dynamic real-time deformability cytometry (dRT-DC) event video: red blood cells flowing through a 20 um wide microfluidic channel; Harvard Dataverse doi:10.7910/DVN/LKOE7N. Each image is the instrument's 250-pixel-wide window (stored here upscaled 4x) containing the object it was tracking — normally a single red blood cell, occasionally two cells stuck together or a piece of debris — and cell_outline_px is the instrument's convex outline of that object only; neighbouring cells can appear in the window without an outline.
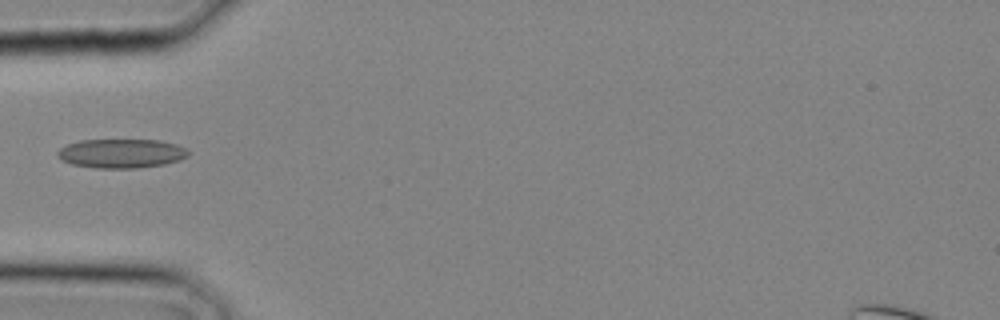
{"species": "common noctule bat (a hibernating species)", "species_latin": "Nyctalus noctula", "temperature_condition": "cold", "stored_images_in_passage": 4, "camera_frame_rate_fps": 3000, "um_per_image_px": 0.085, "animal": {"sex": "male", "body_mass_g": 20.4}, "frame": {"image": 1, "passage_image": 1, "time_ms": 0.0, "image_size_px": [1000, 320], "cell_outline_px": [[192, 152], [188, 156], [180, 160], [164, 164], [136, 168], [96, 168], [72, 164], [60, 160], [56, 156], [56, 152], [60, 148], [68, 144], [80, 140], [160, 140], [176, 144], [188, 148]], "centroid_in_image_um": [10.33, 13.04], "position_along_channel_um": 74.7, "area_um2": 22.43}}
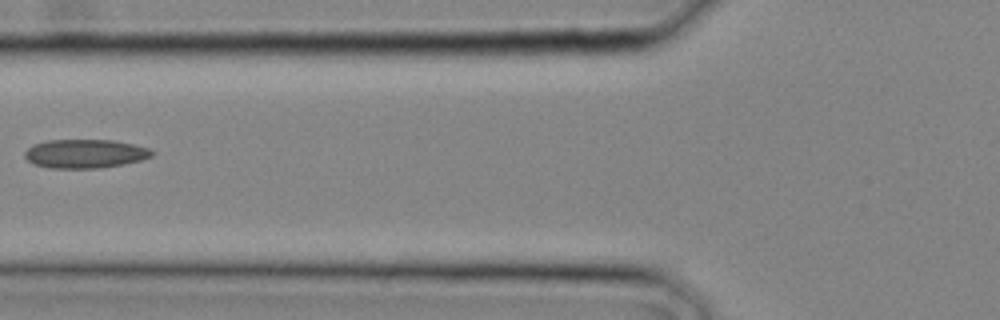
{"frame": {"image": 2, "passage_image": 3, "time_ms": 0.667, "image_size_px": [1000, 320], "cell_outline_px": [[156, 152], [152, 156], [140, 160], [100, 168], [48, 168], [32, 164], [24, 156], [24, 152], [32, 144], [48, 140], [112, 140], [132, 144], [148, 148]], "centroid_in_image_um": [7.19, 13.06], "position_along_channel_um": 118.6, "area_um2": 21.33}}